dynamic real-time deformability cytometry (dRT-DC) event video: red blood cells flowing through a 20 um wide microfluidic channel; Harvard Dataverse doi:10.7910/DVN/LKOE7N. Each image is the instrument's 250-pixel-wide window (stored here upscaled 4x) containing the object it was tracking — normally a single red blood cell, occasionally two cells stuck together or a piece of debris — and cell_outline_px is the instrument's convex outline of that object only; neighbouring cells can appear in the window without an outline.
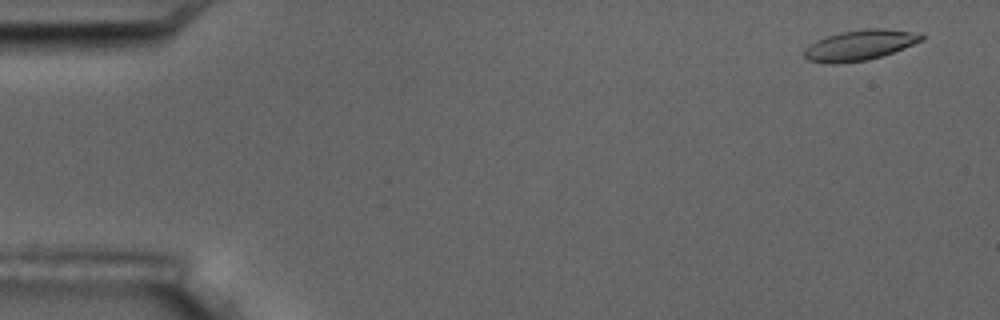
{"species": "common noctule bat (a hibernating species)", "species_latin": "Nyctalus noctula", "temperature_condition": "room temperature", "stored_images_in_passage": 3, "camera_frame_rate_fps": 3000, "um_per_image_px": 0.085, "animal": {"sex": "male", "body_mass_g": 17.5, "forearm_length_mm": 52.3}, "frame": {"image": 1, "passage_image": 1, "time_ms": 0.0, "image_size_px": [1000, 320], "cell_outline_px": [[924, 40], [884, 56], [868, 60], [836, 64], [828, 64], [808, 60], [804, 56], [804, 48], [816, 40], [840, 32], [868, 28], [884, 28], [912, 32], [924, 36]], "centroid_in_image_um": [73.07, 3.85], "position_along_channel_um": 11.9, "area_um2": 20.87}}